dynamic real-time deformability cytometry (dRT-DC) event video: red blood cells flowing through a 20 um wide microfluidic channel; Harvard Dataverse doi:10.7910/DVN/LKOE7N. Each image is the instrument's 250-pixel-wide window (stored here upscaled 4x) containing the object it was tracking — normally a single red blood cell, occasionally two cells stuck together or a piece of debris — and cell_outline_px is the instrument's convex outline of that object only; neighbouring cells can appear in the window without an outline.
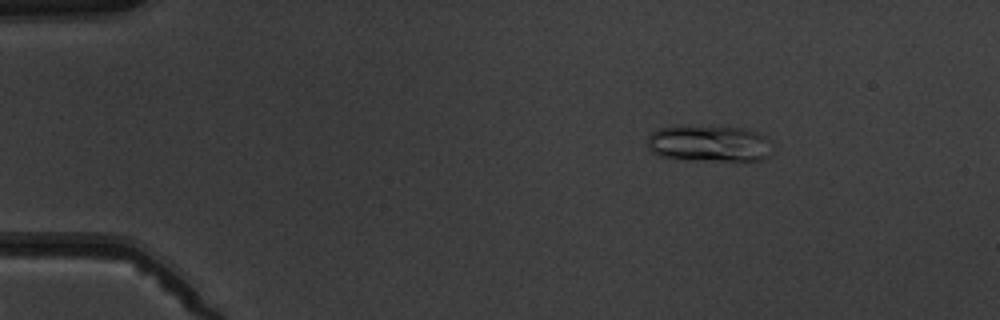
{"species": "common noctule bat (a hibernating species)", "species_latin": "Nyctalus noctula", "temperature_condition": "warm", "stored_images_in_passage": 6, "camera_frame_rate_fps": 3000, "um_per_image_px": 0.085, "animal": {"sex": "male", "body_mass_g": 19.5, "forearm_length_mm": 54.6}, "frame": {"image": 1, "passage_image": 3, "time_ms": 2.333, "image_size_px": [1000, 320], "cell_outline_px": [[772, 156], [764, 160], [720, 160], [660, 156], [652, 152], [648, 148], [648, 136], [656, 128], [676, 124], [744, 128], [756, 132], [764, 136], [768, 140], [772, 152]], "centroid_in_image_um": [60.27, 12.15], "position_along_channel_um": 24.7, "area_um2": 26.76}}